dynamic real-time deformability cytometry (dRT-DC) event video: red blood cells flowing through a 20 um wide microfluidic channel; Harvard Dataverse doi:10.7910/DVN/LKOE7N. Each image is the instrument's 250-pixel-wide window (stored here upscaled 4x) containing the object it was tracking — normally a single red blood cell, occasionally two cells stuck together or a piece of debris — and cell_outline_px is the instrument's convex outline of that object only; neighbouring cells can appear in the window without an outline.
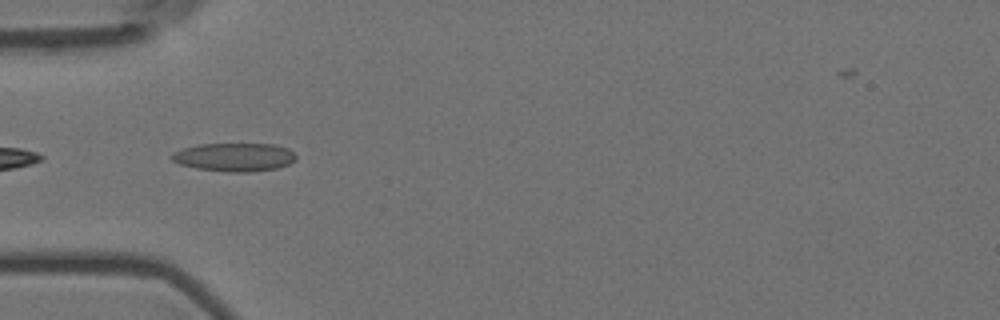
{"species": "Egyptian fruit bat (a non-hibernating species)", "species_latin": "Rousettus aegyptiacus", "temperature_condition": "room temperature", "stored_images_in_passage": 5, "camera_frame_rate_fps": 3000, "um_per_image_px": 0.085, "animal": {"sex": "female"}, "frame": {"image": 1, "passage_image": 2, "time_ms": 0.333, "image_size_px": [1000, 320], "cell_outline_px": [[296, 160], [288, 164], [276, 168], [248, 172], [228, 172], [196, 168], [180, 164], [172, 160], [168, 156], [172, 152], [184, 148], [200, 144], [276, 144], [288, 148], [296, 156]], "centroid_in_image_um": [19.9, 13.35], "position_along_channel_um": 65.1, "area_um2": 20.58}}